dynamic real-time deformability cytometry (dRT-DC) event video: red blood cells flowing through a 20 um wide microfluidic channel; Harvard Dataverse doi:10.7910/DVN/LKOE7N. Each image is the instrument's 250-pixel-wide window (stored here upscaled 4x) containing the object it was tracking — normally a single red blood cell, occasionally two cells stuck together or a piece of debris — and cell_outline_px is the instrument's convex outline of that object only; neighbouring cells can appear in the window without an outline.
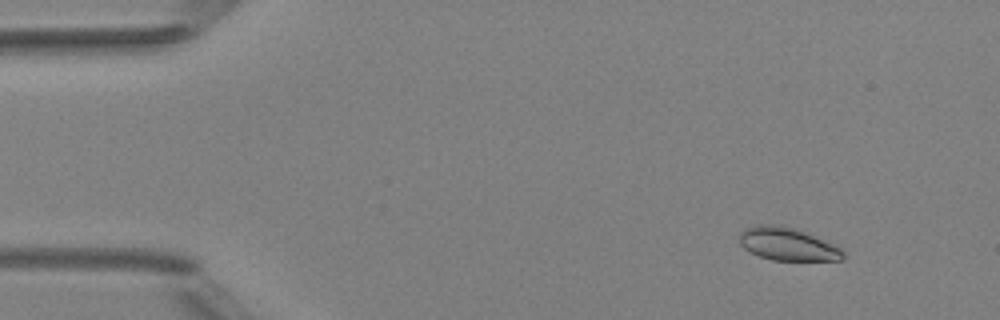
{"species": "Egyptian fruit bat (a non-hibernating species)", "species_latin": "Rousettus aegyptiacus", "temperature_condition": "room temperature", "stored_images_in_passage": 2, "segment_of_instrument_passage": [2, 2], "camera_frame_rate_fps": 3000, "um_per_image_px": 0.085, "animal": {"sex": "female"}, "frame": {"image": 1, "passage_image": 2, "time_ms": 2.333, "image_size_px": [1000, 320], "cell_outline_px": [[844, 260], [772, 260], [760, 256], [744, 248], [740, 244], [740, 232], [744, 228], [756, 224], [780, 224], [804, 232], [840, 248], [844, 252]], "centroid_in_image_um": [66.89, 20.74], "position_along_channel_um": 18.1, "area_um2": 19.59}}